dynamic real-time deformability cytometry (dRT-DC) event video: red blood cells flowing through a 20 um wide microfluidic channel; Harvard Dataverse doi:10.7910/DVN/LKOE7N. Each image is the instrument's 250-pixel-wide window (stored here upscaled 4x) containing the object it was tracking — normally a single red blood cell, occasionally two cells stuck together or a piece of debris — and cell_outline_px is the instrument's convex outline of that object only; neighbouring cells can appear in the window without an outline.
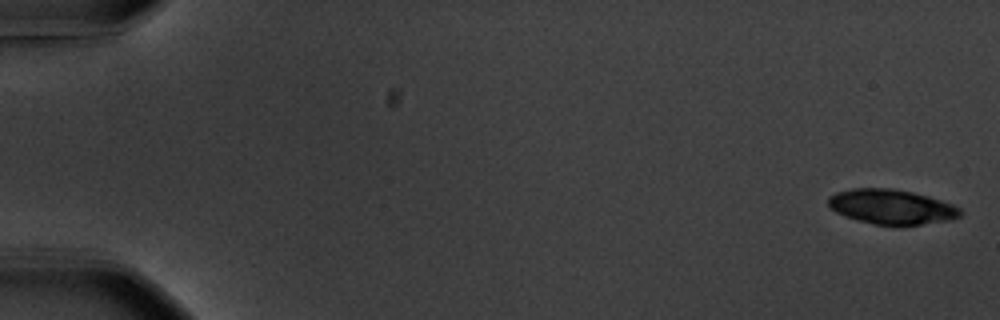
{"species": "common noctule bat (a hibernating species)", "species_latin": "Nyctalus noctula", "temperature_condition": "warm", "stored_images_in_passage": 56, "segment_of_instrument_passage": [1, 2], "camera_frame_rate_fps": 3000, "um_per_image_px": 0.085, "animal": {"sex": "male", "body_mass_g": 20.1, "forearm_length_mm": 53.5}, "frame": {"image": 1, "passage_image": 1, "time_ms": 0.0, "image_size_px": [1000, 320], "cell_outline_px": [[964, 212], [960, 216], [948, 220], [920, 224], [876, 224], [844, 216], [836, 212], [828, 204], [828, 196], [836, 192], [852, 188], [892, 188], [912, 192], [928, 196], [952, 204], [960, 208]], "centroid_in_image_um": [75.77, 17.55], "position_along_channel_um": 9.2, "area_um2": 26.41}}